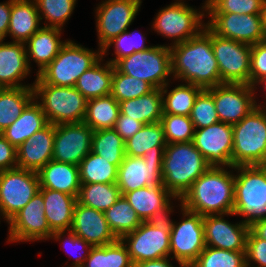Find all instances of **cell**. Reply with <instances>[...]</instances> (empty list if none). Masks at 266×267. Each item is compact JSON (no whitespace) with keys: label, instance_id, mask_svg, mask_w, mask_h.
<instances>
[{"label":"cell","instance_id":"9c48e42d","mask_svg":"<svg viewBox=\"0 0 266 267\" xmlns=\"http://www.w3.org/2000/svg\"><path fill=\"white\" fill-rule=\"evenodd\" d=\"M40 190L36 171L14 168L0 172V213L8 222Z\"/></svg>","mask_w":266,"mask_h":267},{"label":"cell","instance_id":"5b68a950","mask_svg":"<svg viewBox=\"0 0 266 267\" xmlns=\"http://www.w3.org/2000/svg\"><path fill=\"white\" fill-rule=\"evenodd\" d=\"M233 215H242L243 222L252 226L266 219V165L235 166Z\"/></svg>","mask_w":266,"mask_h":267},{"label":"cell","instance_id":"6125c7cd","mask_svg":"<svg viewBox=\"0 0 266 267\" xmlns=\"http://www.w3.org/2000/svg\"><path fill=\"white\" fill-rule=\"evenodd\" d=\"M256 83H265V87H264V89H266V77H263V78H261V79H259Z\"/></svg>","mask_w":266,"mask_h":267},{"label":"cell","instance_id":"8d00e7d4","mask_svg":"<svg viewBox=\"0 0 266 267\" xmlns=\"http://www.w3.org/2000/svg\"><path fill=\"white\" fill-rule=\"evenodd\" d=\"M121 196L120 189L116 183L81 184L77 202L98 211L105 212L112 207Z\"/></svg>","mask_w":266,"mask_h":267},{"label":"cell","instance_id":"ab89813d","mask_svg":"<svg viewBox=\"0 0 266 267\" xmlns=\"http://www.w3.org/2000/svg\"><path fill=\"white\" fill-rule=\"evenodd\" d=\"M166 88L167 85L162 88L163 113L181 116H190L194 101L203 90L201 87L190 83H187V85L181 84L170 92ZM165 94H167L166 98H164Z\"/></svg>","mask_w":266,"mask_h":267},{"label":"cell","instance_id":"e0dca14e","mask_svg":"<svg viewBox=\"0 0 266 267\" xmlns=\"http://www.w3.org/2000/svg\"><path fill=\"white\" fill-rule=\"evenodd\" d=\"M141 3V0H105L97 7L96 27L100 50L113 38L128 30Z\"/></svg>","mask_w":266,"mask_h":267},{"label":"cell","instance_id":"484cf974","mask_svg":"<svg viewBox=\"0 0 266 267\" xmlns=\"http://www.w3.org/2000/svg\"><path fill=\"white\" fill-rule=\"evenodd\" d=\"M37 173L40 188L56 190L77 198L81 187L79 166L51 160Z\"/></svg>","mask_w":266,"mask_h":267},{"label":"cell","instance_id":"d590c367","mask_svg":"<svg viewBox=\"0 0 266 267\" xmlns=\"http://www.w3.org/2000/svg\"><path fill=\"white\" fill-rule=\"evenodd\" d=\"M82 267H133L126 245L121 239L104 246L92 247Z\"/></svg>","mask_w":266,"mask_h":267},{"label":"cell","instance_id":"8992f818","mask_svg":"<svg viewBox=\"0 0 266 267\" xmlns=\"http://www.w3.org/2000/svg\"><path fill=\"white\" fill-rule=\"evenodd\" d=\"M102 57V50L96 53L72 41H66L52 62L36 75L33 84L74 86L79 76Z\"/></svg>","mask_w":266,"mask_h":267},{"label":"cell","instance_id":"9a60e30c","mask_svg":"<svg viewBox=\"0 0 266 267\" xmlns=\"http://www.w3.org/2000/svg\"><path fill=\"white\" fill-rule=\"evenodd\" d=\"M206 90L213 96L220 122L234 125L257 107L249 84L223 83Z\"/></svg>","mask_w":266,"mask_h":267},{"label":"cell","instance_id":"52a82bcc","mask_svg":"<svg viewBox=\"0 0 266 267\" xmlns=\"http://www.w3.org/2000/svg\"><path fill=\"white\" fill-rule=\"evenodd\" d=\"M48 123H80L84 121L87 99L74 87L50 84H32ZM39 96V98H38Z\"/></svg>","mask_w":266,"mask_h":267},{"label":"cell","instance_id":"ffe728a7","mask_svg":"<svg viewBox=\"0 0 266 267\" xmlns=\"http://www.w3.org/2000/svg\"><path fill=\"white\" fill-rule=\"evenodd\" d=\"M45 204L42 193H36L30 202L8 221L9 242L34 241L51 238L45 217Z\"/></svg>","mask_w":266,"mask_h":267},{"label":"cell","instance_id":"11a10c76","mask_svg":"<svg viewBox=\"0 0 266 267\" xmlns=\"http://www.w3.org/2000/svg\"><path fill=\"white\" fill-rule=\"evenodd\" d=\"M69 235L68 238L66 239V242L64 243V245L67 244L75 247V246H80L82 248H85L88 252L85 253L84 256L80 255L79 257L77 256L75 259L76 261L73 262L74 266L73 267H82L83 263H85L86 258L89 256L90 251L92 249V245L88 244L84 239H82L81 237L76 236L72 231H68ZM81 248V249H82ZM89 249V250H88Z\"/></svg>","mask_w":266,"mask_h":267},{"label":"cell","instance_id":"f5cc1de1","mask_svg":"<svg viewBox=\"0 0 266 267\" xmlns=\"http://www.w3.org/2000/svg\"><path fill=\"white\" fill-rule=\"evenodd\" d=\"M17 168V150L0 134V172Z\"/></svg>","mask_w":266,"mask_h":267},{"label":"cell","instance_id":"4316f807","mask_svg":"<svg viewBox=\"0 0 266 267\" xmlns=\"http://www.w3.org/2000/svg\"><path fill=\"white\" fill-rule=\"evenodd\" d=\"M40 15L35 0H11L10 23L7 34L13 42L26 43L40 30Z\"/></svg>","mask_w":266,"mask_h":267},{"label":"cell","instance_id":"6f0895ef","mask_svg":"<svg viewBox=\"0 0 266 267\" xmlns=\"http://www.w3.org/2000/svg\"><path fill=\"white\" fill-rule=\"evenodd\" d=\"M168 260L169 259H167V257H163L149 261L137 262L133 263V267H173Z\"/></svg>","mask_w":266,"mask_h":267},{"label":"cell","instance_id":"5bb4252c","mask_svg":"<svg viewBox=\"0 0 266 267\" xmlns=\"http://www.w3.org/2000/svg\"><path fill=\"white\" fill-rule=\"evenodd\" d=\"M206 26L217 36L253 45L265 40L263 14L209 13Z\"/></svg>","mask_w":266,"mask_h":267},{"label":"cell","instance_id":"d4e9b609","mask_svg":"<svg viewBox=\"0 0 266 267\" xmlns=\"http://www.w3.org/2000/svg\"><path fill=\"white\" fill-rule=\"evenodd\" d=\"M2 41L0 40V86L2 88L33 87V85L25 86L18 83L31 71L30 62L27 60L26 44Z\"/></svg>","mask_w":266,"mask_h":267},{"label":"cell","instance_id":"f546056e","mask_svg":"<svg viewBox=\"0 0 266 267\" xmlns=\"http://www.w3.org/2000/svg\"><path fill=\"white\" fill-rule=\"evenodd\" d=\"M162 98V88H154L143 96L119 102L120 114L144 125L160 122L163 114Z\"/></svg>","mask_w":266,"mask_h":267},{"label":"cell","instance_id":"bcb514c9","mask_svg":"<svg viewBox=\"0 0 266 267\" xmlns=\"http://www.w3.org/2000/svg\"><path fill=\"white\" fill-rule=\"evenodd\" d=\"M189 117L195 129H202L219 122L213 96L206 89L196 97Z\"/></svg>","mask_w":266,"mask_h":267},{"label":"cell","instance_id":"74e56055","mask_svg":"<svg viewBox=\"0 0 266 267\" xmlns=\"http://www.w3.org/2000/svg\"><path fill=\"white\" fill-rule=\"evenodd\" d=\"M78 166L81 184L117 182L118 168L93 152H90Z\"/></svg>","mask_w":266,"mask_h":267},{"label":"cell","instance_id":"e575fe53","mask_svg":"<svg viewBox=\"0 0 266 267\" xmlns=\"http://www.w3.org/2000/svg\"><path fill=\"white\" fill-rule=\"evenodd\" d=\"M120 114L119 102L111 95L87 100L84 123L94 131L113 129Z\"/></svg>","mask_w":266,"mask_h":267},{"label":"cell","instance_id":"7c38bea8","mask_svg":"<svg viewBox=\"0 0 266 267\" xmlns=\"http://www.w3.org/2000/svg\"><path fill=\"white\" fill-rule=\"evenodd\" d=\"M204 14L177 1L159 11L152 28L164 37L176 39L175 45L197 36L204 29L206 25L201 22Z\"/></svg>","mask_w":266,"mask_h":267},{"label":"cell","instance_id":"2e32d148","mask_svg":"<svg viewBox=\"0 0 266 267\" xmlns=\"http://www.w3.org/2000/svg\"><path fill=\"white\" fill-rule=\"evenodd\" d=\"M93 132L84 122L55 125L52 160L78 166L91 152Z\"/></svg>","mask_w":266,"mask_h":267},{"label":"cell","instance_id":"f1b7e54d","mask_svg":"<svg viewBox=\"0 0 266 267\" xmlns=\"http://www.w3.org/2000/svg\"><path fill=\"white\" fill-rule=\"evenodd\" d=\"M61 29L42 27L34 33L29 40L25 43L27 60L29 57L38 64L37 75L48 66L52 60L57 56L61 47L66 43L60 40Z\"/></svg>","mask_w":266,"mask_h":267},{"label":"cell","instance_id":"7dc6e473","mask_svg":"<svg viewBox=\"0 0 266 267\" xmlns=\"http://www.w3.org/2000/svg\"><path fill=\"white\" fill-rule=\"evenodd\" d=\"M137 34L138 33L136 32H122L120 35L113 38L110 42L107 43V45L102 49V55L105 54V52L111 45L115 44L114 47L116 57L113 60L111 59L110 61H108L114 66L120 59L130 56L134 52L144 51L150 48L151 46L144 45V35L140 33L138 35ZM137 36H139L140 40Z\"/></svg>","mask_w":266,"mask_h":267},{"label":"cell","instance_id":"44dd1931","mask_svg":"<svg viewBox=\"0 0 266 267\" xmlns=\"http://www.w3.org/2000/svg\"><path fill=\"white\" fill-rule=\"evenodd\" d=\"M222 217L223 214L203 216L206 246L230 251H246L250 226L243 221L234 225Z\"/></svg>","mask_w":266,"mask_h":267},{"label":"cell","instance_id":"f907efd6","mask_svg":"<svg viewBox=\"0 0 266 267\" xmlns=\"http://www.w3.org/2000/svg\"><path fill=\"white\" fill-rule=\"evenodd\" d=\"M251 261L257 263V267H266V240L250 229L246 244V265L250 266Z\"/></svg>","mask_w":266,"mask_h":267},{"label":"cell","instance_id":"6da1fadb","mask_svg":"<svg viewBox=\"0 0 266 267\" xmlns=\"http://www.w3.org/2000/svg\"><path fill=\"white\" fill-rule=\"evenodd\" d=\"M174 78L208 89L221 84L220 71L212 47V31L204 26L197 36L170 46Z\"/></svg>","mask_w":266,"mask_h":267},{"label":"cell","instance_id":"4dcf8cb0","mask_svg":"<svg viewBox=\"0 0 266 267\" xmlns=\"http://www.w3.org/2000/svg\"><path fill=\"white\" fill-rule=\"evenodd\" d=\"M123 196L141 221H147L155 211L164 208L170 201L169 197L180 198L174 197L164 185L140 188Z\"/></svg>","mask_w":266,"mask_h":267},{"label":"cell","instance_id":"816d5d0a","mask_svg":"<svg viewBox=\"0 0 266 267\" xmlns=\"http://www.w3.org/2000/svg\"><path fill=\"white\" fill-rule=\"evenodd\" d=\"M143 126V123L132 118H128V116L126 115L119 114L113 129L124 141H127L129 138L134 136Z\"/></svg>","mask_w":266,"mask_h":267},{"label":"cell","instance_id":"836d02e7","mask_svg":"<svg viewBox=\"0 0 266 267\" xmlns=\"http://www.w3.org/2000/svg\"><path fill=\"white\" fill-rule=\"evenodd\" d=\"M33 99H35L33 87L0 89V133L16 121Z\"/></svg>","mask_w":266,"mask_h":267},{"label":"cell","instance_id":"ac0fdd59","mask_svg":"<svg viewBox=\"0 0 266 267\" xmlns=\"http://www.w3.org/2000/svg\"><path fill=\"white\" fill-rule=\"evenodd\" d=\"M193 143L210 166L232 168V125L219 121L200 130L195 129Z\"/></svg>","mask_w":266,"mask_h":267},{"label":"cell","instance_id":"d6986e66","mask_svg":"<svg viewBox=\"0 0 266 267\" xmlns=\"http://www.w3.org/2000/svg\"><path fill=\"white\" fill-rule=\"evenodd\" d=\"M120 239L126 245L133 263L168 258L170 255V232L161 231L146 221Z\"/></svg>","mask_w":266,"mask_h":267},{"label":"cell","instance_id":"8fae6325","mask_svg":"<svg viewBox=\"0 0 266 267\" xmlns=\"http://www.w3.org/2000/svg\"><path fill=\"white\" fill-rule=\"evenodd\" d=\"M183 210V211H182ZM183 217L181 223H173L170 232V254L180 264L189 267L206 247L203 216L181 208ZM179 224V225H178Z\"/></svg>","mask_w":266,"mask_h":267},{"label":"cell","instance_id":"681fc988","mask_svg":"<svg viewBox=\"0 0 266 267\" xmlns=\"http://www.w3.org/2000/svg\"><path fill=\"white\" fill-rule=\"evenodd\" d=\"M266 77V42L251 45L250 85L255 88L256 82Z\"/></svg>","mask_w":266,"mask_h":267},{"label":"cell","instance_id":"60d3db41","mask_svg":"<svg viewBox=\"0 0 266 267\" xmlns=\"http://www.w3.org/2000/svg\"><path fill=\"white\" fill-rule=\"evenodd\" d=\"M104 215L111 231L118 239L134 231L142 223L123 195L104 212Z\"/></svg>","mask_w":266,"mask_h":267},{"label":"cell","instance_id":"cb8c5ba5","mask_svg":"<svg viewBox=\"0 0 266 267\" xmlns=\"http://www.w3.org/2000/svg\"><path fill=\"white\" fill-rule=\"evenodd\" d=\"M39 191L43 196L48 226L53 232L51 238L59 240L71 228L77 198L52 189L40 188Z\"/></svg>","mask_w":266,"mask_h":267},{"label":"cell","instance_id":"7402d4cb","mask_svg":"<svg viewBox=\"0 0 266 267\" xmlns=\"http://www.w3.org/2000/svg\"><path fill=\"white\" fill-rule=\"evenodd\" d=\"M70 231L93 247L104 246L118 239L111 231L104 212L78 202L74 208Z\"/></svg>","mask_w":266,"mask_h":267},{"label":"cell","instance_id":"db71d44e","mask_svg":"<svg viewBox=\"0 0 266 267\" xmlns=\"http://www.w3.org/2000/svg\"><path fill=\"white\" fill-rule=\"evenodd\" d=\"M170 202L162 209L155 211L149 219L146 221L150 225H153L155 228L160 229L161 231L171 232L173 227V221L170 220L168 214H170L172 207H170Z\"/></svg>","mask_w":266,"mask_h":267},{"label":"cell","instance_id":"3957f363","mask_svg":"<svg viewBox=\"0 0 266 267\" xmlns=\"http://www.w3.org/2000/svg\"><path fill=\"white\" fill-rule=\"evenodd\" d=\"M162 154V182L174 197L181 198L211 167L193 141L166 144Z\"/></svg>","mask_w":266,"mask_h":267},{"label":"cell","instance_id":"603a6c76","mask_svg":"<svg viewBox=\"0 0 266 267\" xmlns=\"http://www.w3.org/2000/svg\"><path fill=\"white\" fill-rule=\"evenodd\" d=\"M55 125L48 123L17 150V167L38 172L52 160Z\"/></svg>","mask_w":266,"mask_h":267},{"label":"cell","instance_id":"7a4b0ae2","mask_svg":"<svg viewBox=\"0 0 266 267\" xmlns=\"http://www.w3.org/2000/svg\"><path fill=\"white\" fill-rule=\"evenodd\" d=\"M235 175L223 167L211 166L179 198L181 207L206 215H233Z\"/></svg>","mask_w":266,"mask_h":267},{"label":"cell","instance_id":"4fadbf2b","mask_svg":"<svg viewBox=\"0 0 266 267\" xmlns=\"http://www.w3.org/2000/svg\"><path fill=\"white\" fill-rule=\"evenodd\" d=\"M163 154L155 153L144 157L125 155L118 167L117 186L121 195L144 187L163 185Z\"/></svg>","mask_w":266,"mask_h":267},{"label":"cell","instance_id":"c3c4849f","mask_svg":"<svg viewBox=\"0 0 266 267\" xmlns=\"http://www.w3.org/2000/svg\"><path fill=\"white\" fill-rule=\"evenodd\" d=\"M266 0H220L210 13L263 14Z\"/></svg>","mask_w":266,"mask_h":267},{"label":"cell","instance_id":"91938a15","mask_svg":"<svg viewBox=\"0 0 266 267\" xmlns=\"http://www.w3.org/2000/svg\"><path fill=\"white\" fill-rule=\"evenodd\" d=\"M220 2V0H206L205 5L202 7L205 11H208L209 14Z\"/></svg>","mask_w":266,"mask_h":267},{"label":"cell","instance_id":"f35d334b","mask_svg":"<svg viewBox=\"0 0 266 267\" xmlns=\"http://www.w3.org/2000/svg\"><path fill=\"white\" fill-rule=\"evenodd\" d=\"M91 152L118 168L125 157V141L114 129L97 130L92 134Z\"/></svg>","mask_w":266,"mask_h":267},{"label":"cell","instance_id":"ba28073f","mask_svg":"<svg viewBox=\"0 0 266 267\" xmlns=\"http://www.w3.org/2000/svg\"><path fill=\"white\" fill-rule=\"evenodd\" d=\"M114 67L121 73L148 82L153 88L168 85L171 75L170 46H152L120 59Z\"/></svg>","mask_w":266,"mask_h":267},{"label":"cell","instance_id":"ee69618b","mask_svg":"<svg viewBox=\"0 0 266 267\" xmlns=\"http://www.w3.org/2000/svg\"><path fill=\"white\" fill-rule=\"evenodd\" d=\"M160 123L167 144L193 141L195 128L189 116L163 113Z\"/></svg>","mask_w":266,"mask_h":267},{"label":"cell","instance_id":"b9f144b4","mask_svg":"<svg viewBox=\"0 0 266 267\" xmlns=\"http://www.w3.org/2000/svg\"><path fill=\"white\" fill-rule=\"evenodd\" d=\"M246 251H230L206 246L189 267H245Z\"/></svg>","mask_w":266,"mask_h":267},{"label":"cell","instance_id":"d6a6232c","mask_svg":"<svg viewBox=\"0 0 266 267\" xmlns=\"http://www.w3.org/2000/svg\"><path fill=\"white\" fill-rule=\"evenodd\" d=\"M103 57L90 69L83 72L74 87L88 100L111 93L113 65L109 62L101 66Z\"/></svg>","mask_w":266,"mask_h":267},{"label":"cell","instance_id":"277c9868","mask_svg":"<svg viewBox=\"0 0 266 267\" xmlns=\"http://www.w3.org/2000/svg\"><path fill=\"white\" fill-rule=\"evenodd\" d=\"M257 105L233 127L232 167L266 165V110Z\"/></svg>","mask_w":266,"mask_h":267},{"label":"cell","instance_id":"30bf717a","mask_svg":"<svg viewBox=\"0 0 266 267\" xmlns=\"http://www.w3.org/2000/svg\"><path fill=\"white\" fill-rule=\"evenodd\" d=\"M212 47L221 84L250 85L251 45L223 38L212 32Z\"/></svg>","mask_w":266,"mask_h":267},{"label":"cell","instance_id":"9f6ffc18","mask_svg":"<svg viewBox=\"0 0 266 267\" xmlns=\"http://www.w3.org/2000/svg\"><path fill=\"white\" fill-rule=\"evenodd\" d=\"M11 0L0 3V40H4L10 23Z\"/></svg>","mask_w":266,"mask_h":267},{"label":"cell","instance_id":"83f0119b","mask_svg":"<svg viewBox=\"0 0 266 267\" xmlns=\"http://www.w3.org/2000/svg\"><path fill=\"white\" fill-rule=\"evenodd\" d=\"M33 99L16 121L0 133L16 149L48 122L38 100Z\"/></svg>","mask_w":266,"mask_h":267},{"label":"cell","instance_id":"7bdbcfd3","mask_svg":"<svg viewBox=\"0 0 266 267\" xmlns=\"http://www.w3.org/2000/svg\"><path fill=\"white\" fill-rule=\"evenodd\" d=\"M154 88L146 81L119 72L113 66L111 95L118 101L138 98Z\"/></svg>","mask_w":266,"mask_h":267},{"label":"cell","instance_id":"680465c9","mask_svg":"<svg viewBox=\"0 0 266 267\" xmlns=\"http://www.w3.org/2000/svg\"><path fill=\"white\" fill-rule=\"evenodd\" d=\"M250 229L260 238L266 240V219L256 221Z\"/></svg>","mask_w":266,"mask_h":267},{"label":"cell","instance_id":"f6af8a7d","mask_svg":"<svg viewBox=\"0 0 266 267\" xmlns=\"http://www.w3.org/2000/svg\"><path fill=\"white\" fill-rule=\"evenodd\" d=\"M35 2L41 20L44 18L49 21L44 27L59 29L70 18L76 5V0H35Z\"/></svg>","mask_w":266,"mask_h":267},{"label":"cell","instance_id":"94428289","mask_svg":"<svg viewBox=\"0 0 266 267\" xmlns=\"http://www.w3.org/2000/svg\"><path fill=\"white\" fill-rule=\"evenodd\" d=\"M264 35L266 36V5L263 12Z\"/></svg>","mask_w":266,"mask_h":267},{"label":"cell","instance_id":"1f68e13d","mask_svg":"<svg viewBox=\"0 0 266 267\" xmlns=\"http://www.w3.org/2000/svg\"><path fill=\"white\" fill-rule=\"evenodd\" d=\"M166 144L161 123L146 124L134 136L125 141V155L141 158L150 154L162 153Z\"/></svg>","mask_w":266,"mask_h":267}]
</instances>
